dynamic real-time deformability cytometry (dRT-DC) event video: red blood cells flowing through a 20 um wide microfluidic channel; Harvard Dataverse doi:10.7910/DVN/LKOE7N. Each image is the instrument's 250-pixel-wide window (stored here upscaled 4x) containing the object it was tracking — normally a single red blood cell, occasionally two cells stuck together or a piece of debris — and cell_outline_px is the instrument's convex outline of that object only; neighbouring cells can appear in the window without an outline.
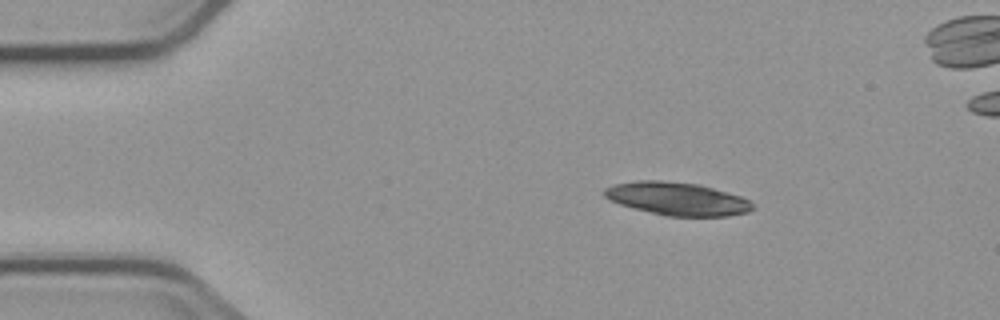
{"species": "common noctule bat (a hibernating species)", "species_latin": "Nyctalus noctula", "temperature_condition": "cold", "stored_images_in_passage": 2, "camera_frame_rate_fps": 3000, "um_per_image_px": 0.085, "animal": {"sex": "male", "body_mass_g": 23.1, "forearm_length_mm": 52.7}, "frame": {"image": 1, "passage_image": 1, "time_ms": 0.0, "image_size_px": [1000, 320], "cell_outline_px": [[756, 208], [748, 212], [728, 216], [668, 216], [620, 204], [604, 196], [604, 188], [616, 184], [636, 180], [660, 180], [700, 184], [740, 196], [756, 204]], "centroid_in_image_um": [57.62, 16.89], "position_along_channel_um": 27.4, "area_um2": 28.38}}